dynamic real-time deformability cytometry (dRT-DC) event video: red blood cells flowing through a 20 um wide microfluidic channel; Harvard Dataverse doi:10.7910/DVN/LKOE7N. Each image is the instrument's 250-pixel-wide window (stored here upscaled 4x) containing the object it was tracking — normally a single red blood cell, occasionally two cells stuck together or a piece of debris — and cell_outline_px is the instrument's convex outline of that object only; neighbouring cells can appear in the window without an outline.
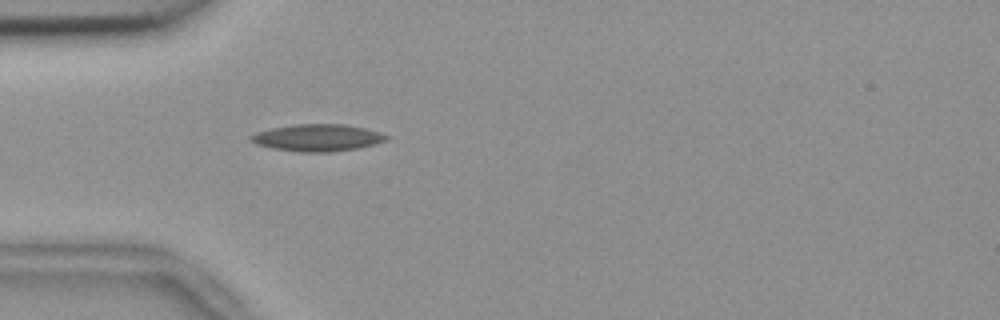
{"species": "common noctule bat (a hibernating species)", "species_latin": "Nyctalus noctula", "temperature_condition": "room temperature", "stored_images_in_passage": 53, "camera_frame_rate_fps": 3000, "um_per_image_px": 0.085, "animal": {"sex": "female", "body_mass_g": 18.4}, "frame": {"image": 1, "passage_image": 15, "time_ms": 4.667, "image_size_px": [1000, 320], "cell_outline_px": [[388, 140], [376, 144], [356, 148], [328, 152], [300, 152], [272, 148], [256, 144], [248, 136], [256, 132], [272, 128], [296, 124], [344, 124], [364, 128], [380, 132], [388, 136]], "centroid_in_image_um": [26.99, 11.7], "position_along_channel_um": 58.0, "area_um2": 21.21}}
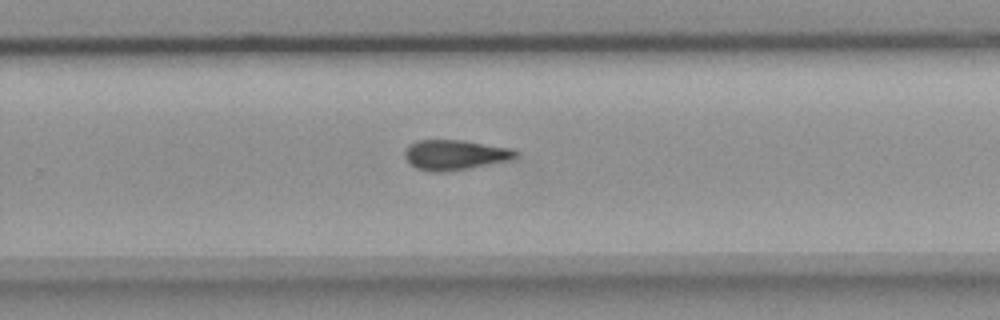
{"frame": {"image": 2, "passage_image": 34, "time_ms": 11.0, "image_size_px": [1000, 320], "cell_outline_px": [[520, 156], [508, 160], [472, 168], [448, 172], [432, 172], [416, 168], [404, 156], [404, 152], [408, 144], [416, 140], [460, 140], [512, 148], [520, 152]], "centroid_in_image_um": [38.69, 13.17], "position_along_channel_um": 291.1, "area_um2": 19.65}}
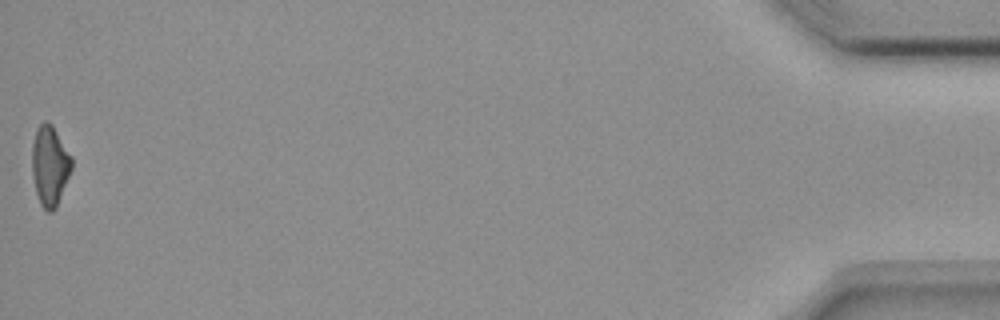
{"frame": {"image": 3, "passage_image": 53, "time_ms": 17.333, "image_size_px": [1000, 320], "cell_outline_px": [[72, 168], [56, 208], [52, 212], [48, 212], [40, 204], [36, 192], [32, 176], [32, 144], [36, 128], [44, 120], [48, 120], [52, 124], [72, 156]], "centroid_in_image_um": [4.23, 14.05], "position_along_channel_um": 431.0, "area_um2": 18.67}, "authors_computed_cell_mechanics": {"area_um2": 19.3052, "velocity_mm_per_s": 3.7564, "shape_relaxation_time_tau1_ms": 9.5603, "shape_relaxation_time_tau2_ms": null, "deformation_change_tau1": 0.1965, "deformation_change_tau2": null}}